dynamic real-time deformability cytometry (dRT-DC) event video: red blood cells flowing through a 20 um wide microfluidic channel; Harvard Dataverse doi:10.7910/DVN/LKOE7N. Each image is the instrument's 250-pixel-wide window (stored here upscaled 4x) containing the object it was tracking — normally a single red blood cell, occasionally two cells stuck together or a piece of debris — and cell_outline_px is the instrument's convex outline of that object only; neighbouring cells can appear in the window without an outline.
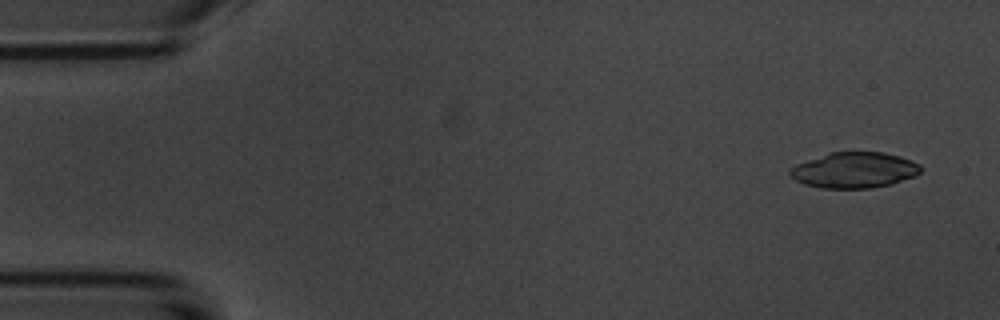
{"species": "common noctule bat (a hibernating species)", "species_latin": "Nyctalus noctula", "temperature_condition": "room temperature", "stored_images_in_passage": 4, "camera_frame_rate_fps": 3000, "um_per_image_px": 0.085, "animal": {"sex": "male", "body_mass_g": 20.1, "forearm_length_mm": 53.5}, "frame": {"image": 1, "passage_image": 1, "time_ms": 0.0, "image_size_px": [1000, 320], "cell_outline_px": [[920, 172], [916, 176], [892, 184], [872, 188], [820, 188], [804, 184], [796, 180], [788, 172], [796, 164], [828, 152], [884, 152], [900, 156], [912, 160], [920, 164]], "centroid_in_image_um": [72.64, 14.46], "position_along_channel_um": 12.4, "area_um2": 27.34}}